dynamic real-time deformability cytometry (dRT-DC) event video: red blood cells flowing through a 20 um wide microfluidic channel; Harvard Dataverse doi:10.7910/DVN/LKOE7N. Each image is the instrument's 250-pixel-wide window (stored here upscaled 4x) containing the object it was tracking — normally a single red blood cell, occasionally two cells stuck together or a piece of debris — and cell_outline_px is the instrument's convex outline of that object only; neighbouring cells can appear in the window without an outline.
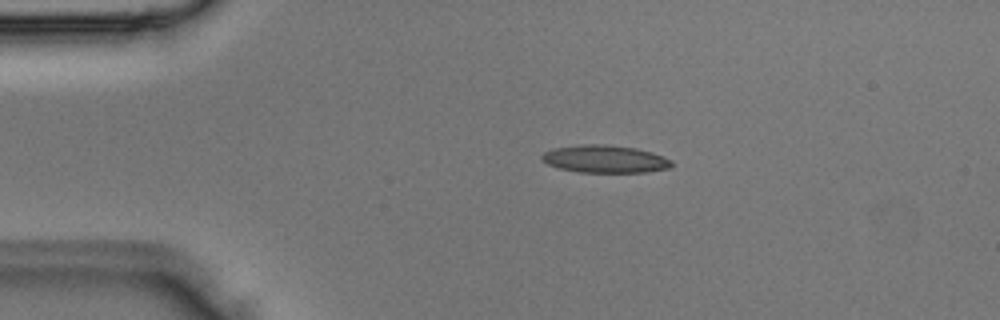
{"species": "Egyptian fruit bat (a non-hibernating species)", "species_latin": "Rousettus aegyptiacus", "temperature_condition": "room temperature", "stored_images_in_passage": 4, "camera_frame_rate_fps": 3000, "um_per_image_px": 0.085, "animal": {"sex": "male"}, "frame": {"image": 1, "passage_image": 2, "time_ms": 0.333, "image_size_px": [1000, 320], "cell_outline_px": [[672, 168], [648, 172], [576, 172], [560, 168], [548, 164], [540, 160], [540, 156], [544, 152], [552, 148], [580, 144], [604, 144], [636, 148], [652, 152], [664, 156], [672, 160]], "centroid_in_image_um": [51.42, 13.51], "position_along_channel_um": 33.6, "area_um2": 21.15}}